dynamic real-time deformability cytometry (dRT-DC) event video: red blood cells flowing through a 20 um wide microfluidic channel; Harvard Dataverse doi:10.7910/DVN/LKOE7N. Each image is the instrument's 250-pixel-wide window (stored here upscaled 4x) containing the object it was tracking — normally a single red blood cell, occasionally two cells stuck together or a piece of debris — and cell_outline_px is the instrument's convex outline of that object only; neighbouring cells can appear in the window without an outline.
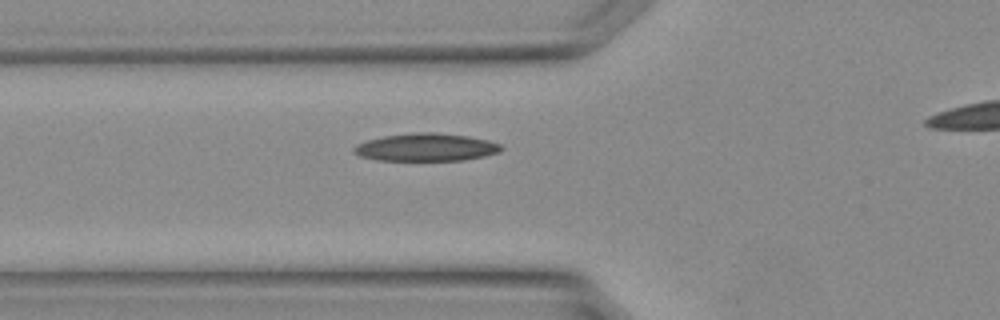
{"species": "Egyptian fruit bat (a non-hibernating species)", "species_latin": "Rousettus aegyptiacus", "temperature_condition": "warm", "stored_images_in_passage": 23, "camera_frame_rate_fps": 3000, "um_per_image_px": 0.085, "animal": {"sex": "female"}, "frame": {"image": 1, "passage_image": 4, "time_ms": 1.0, "image_size_px": [1000, 320], "cell_outline_px": [[504, 148], [500, 152], [484, 156], [464, 160], [376, 160], [360, 156], [352, 152], [352, 148], [356, 144], [368, 140], [384, 136], [416, 132], [432, 132], [468, 136], [488, 140], [500, 144]], "centroid_in_image_um": [36.21, 12.52], "position_along_channel_um": 89.6, "area_um2": 23.81}}
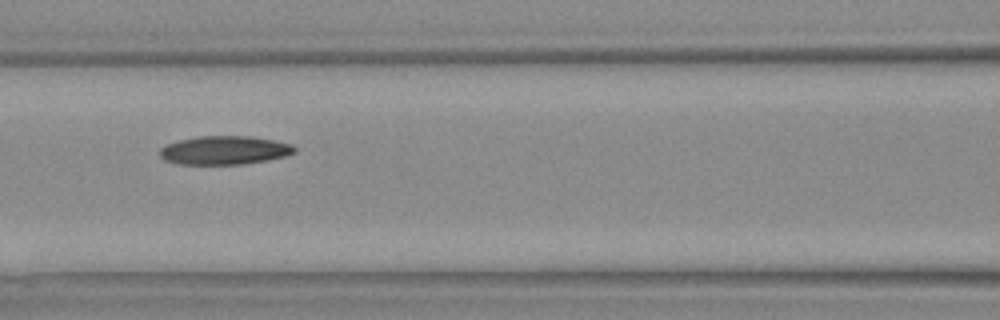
{"frame": {"image": 2, "passage_image": 7, "time_ms": 2.0, "image_size_px": [1000, 320], "cell_outline_px": [[296, 152], [284, 156], [268, 160], [244, 164], [176, 164], [164, 160], [160, 156], [160, 148], [168, 144], [180, 140], [196, 136], [252, 136], [292, 144], [296, 148]], "centroid_in_image_um": [19.08, 12.77], "position_along_channel_um": 147.5, "area_um2": 22.48}}